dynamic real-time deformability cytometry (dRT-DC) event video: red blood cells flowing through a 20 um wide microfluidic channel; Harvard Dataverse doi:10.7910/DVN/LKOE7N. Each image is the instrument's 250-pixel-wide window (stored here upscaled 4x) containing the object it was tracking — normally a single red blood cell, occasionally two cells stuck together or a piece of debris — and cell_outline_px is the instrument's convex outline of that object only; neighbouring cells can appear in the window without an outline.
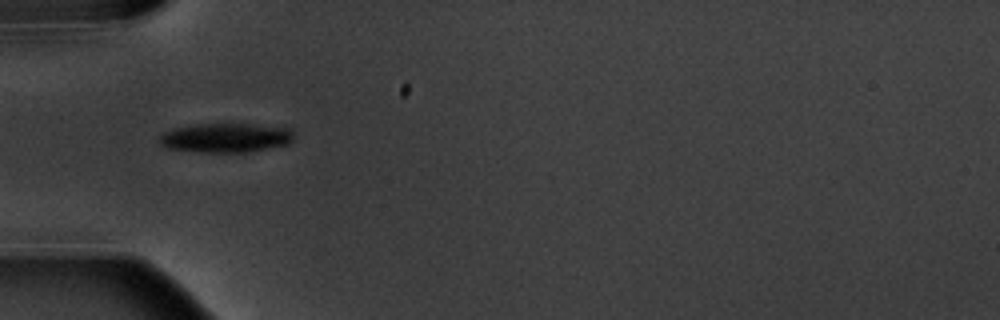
{"species": "common noctule bat (a hibernating species)", "species_latin": "Nyctalus noctula", "temperature_condition": "warm", "stored_images_in_passage": 4, "camera_frame_rate_fps": 3000, "um_per_image_px": 0.085, "animal": {"sex": "male", "body_mass_g": 20.1, "forearm_length_mm": 53.5}, "frame": {"image": 1, "passage_image": 1, "time_ms": 0.0, "image_size_px": [1000, 320], "cell_outline_px": [[292, 140], [288, 144], [248, 152], [200, 152], [168, 148], [160, 144], [160, 136], [164, 132], [172, 128], [196, 124], [248, 124], [292, 128]], "centroid_in_image_um": [19.18, 11.71], "position_along_channel_um": 65.8, "area_um2": 22.83}}
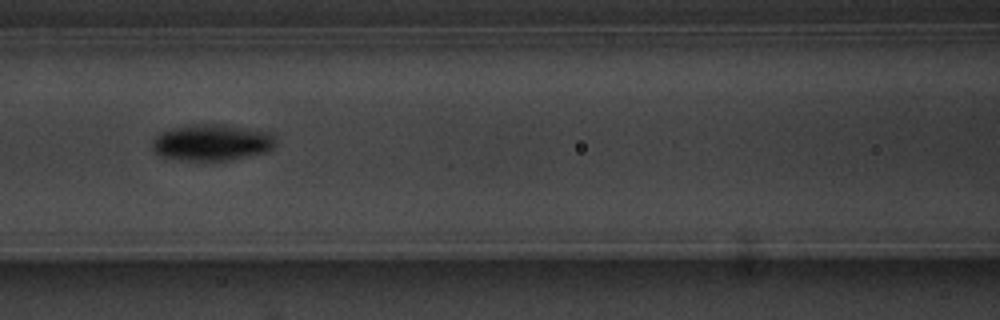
{"frame": {"image": 2, "passage_image": 3, "time_ms": 2.333, "image_size_px": [1000, 320], "cell_outline_px": [[276, 144], [268, 152], [224, 160], [188, 160], [160, 156], [152, 148], [152, 140], [160, 132], [172, 128], [192, 124], [224, 124], [268, 128], [276, 132]], "centroid_in_image_um": [18.14, 12.06], "position_along_channel_um": 148.5, "area_um2": 26.93}}